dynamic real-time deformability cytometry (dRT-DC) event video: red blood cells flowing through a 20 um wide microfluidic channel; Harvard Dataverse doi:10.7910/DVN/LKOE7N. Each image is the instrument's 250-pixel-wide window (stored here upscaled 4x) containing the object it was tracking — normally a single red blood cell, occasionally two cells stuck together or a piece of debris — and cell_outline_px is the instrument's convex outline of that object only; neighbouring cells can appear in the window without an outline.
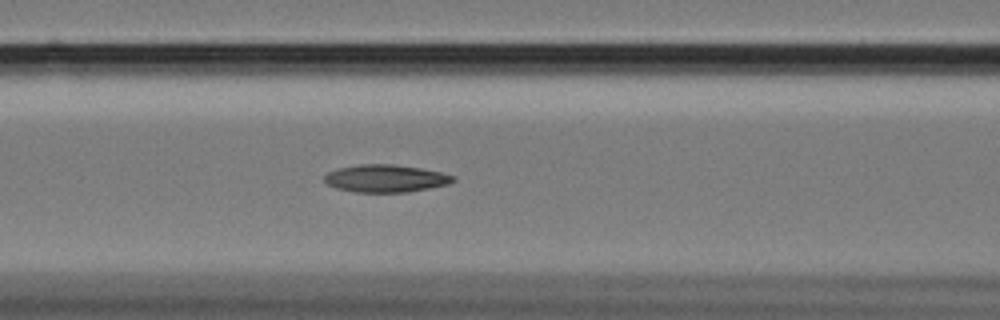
{"species": "Egyptian fruit bat (a non-hibernating species)", "species_latin": "Rousettus aegyptiacus", "temperature_condition": "cold", "stored_images_in_passage": 41, "camera_frame_rate_fps": 3000, "um_per_image_px": 0.085, "animal": {"sex": "female"}, "frame": {"image": 1, "passage_image": 7, "time_ms": 2.0, "image_size_px": [1000, 320], "cell_outline_px": [[456, 180], [448, 184], [408, 192], [356, 192], [336, 188], [328, 184], [324, 180], [324, 176], [328, 172], [340, 168], [360, 164], [392, 164], [420, 168], [440, 172], [456, 176]], "centroid_in_image_um": [32.79, 15.17], "position_along_channel_um": 133.8, "area_um2": 20.52}}
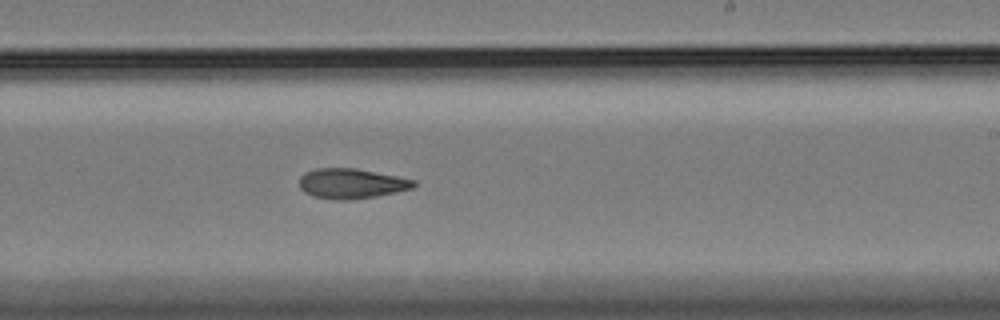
{"frame": {"image": 2, "passage_image": 18, "time_ms": 5.667, "image_size_px": [1000, 320], "cell_outline_px": [[416, 184], [412, 188], [396, 192], [376, 196], [352, 200], [332, 200], [312, 196], [304, 192], [300, 188], [300, 176], [304, 172], [316, 168], [356, 168], [416, 180]], "centroid_in_image_um": [29.84, 15.6], "position_along_channel_um": 259.2, "area_um2": 20.17}}
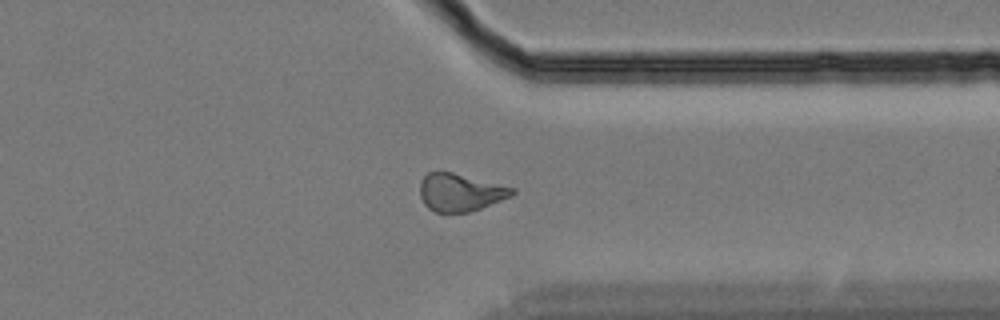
{"frame": {"image": 3, "passage_image": 28, "time_ms": 9.0, "image_size_px": [1000, 320], "cell_outline_px": [[516, 192], [512, 196], [480, 208], [468, 212], [436, 212], [428, 208], [424, 204], [420, 196], [420, 180], [428, 172], [452, 172], [516, 188]], "centroid_in_image_um": [39.11, 16.35], "position_along_channel_um": 372.3, "area_um2": 20.17}, "authors_computed_cell_mechanics": {"area_um2": 20.1722, "velocity_mm_per_s": 3.4229, "shape_relaxation_time_tau1_ms": 8.2149, "shape_relaxation_time_tau2_ms": 6.7501, "deformation_change_tau1": 0.196, "deformation_change_tau2": 0.1477}}